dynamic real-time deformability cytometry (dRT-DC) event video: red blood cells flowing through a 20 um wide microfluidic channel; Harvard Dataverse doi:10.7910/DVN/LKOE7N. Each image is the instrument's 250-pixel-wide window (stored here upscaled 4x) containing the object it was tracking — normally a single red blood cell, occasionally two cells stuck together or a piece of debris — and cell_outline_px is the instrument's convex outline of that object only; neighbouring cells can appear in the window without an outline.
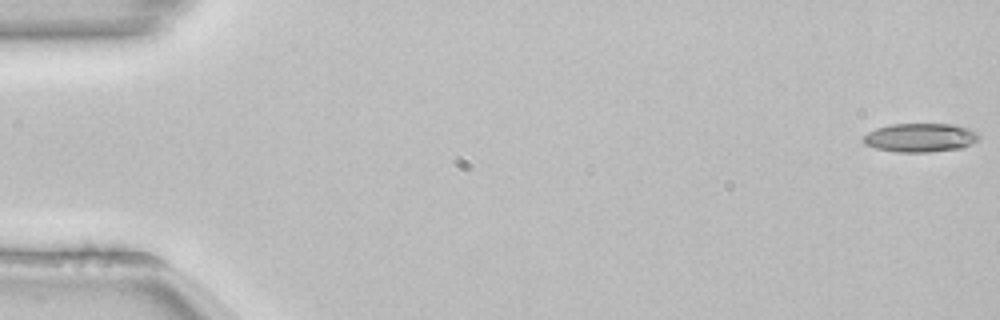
{"species": "common noctule bat (a hibernating species)", "species_latin": "Nyctalus noctula", "temperature_condition": "room temperature", "stored_images_in_passage": 54, "camera_frame_rate_fps": 3000, "um_per_image_px": 0.085, "animal": {"sex": "female", "body_mass_g": 22.7, "forearm_length_mm": 54.2}, "frame": {"image": 1, "passage_image": 1, "time_ms": 0.0, "image_size_px": [1000, 320], "cell_outline_px": [[980, 136], [976, 140], [960, 148], [928, 152], [896, 152], [876, 148], [864, 144], [864, 136], [868, 132], [876, 128], [888, 124], [952, 124], [968, 128], [976, 132]], "centroid_in_image_um": [78.18, 11.69], "position_along_channel_um": 6.8, "area_um2": 19.19}}
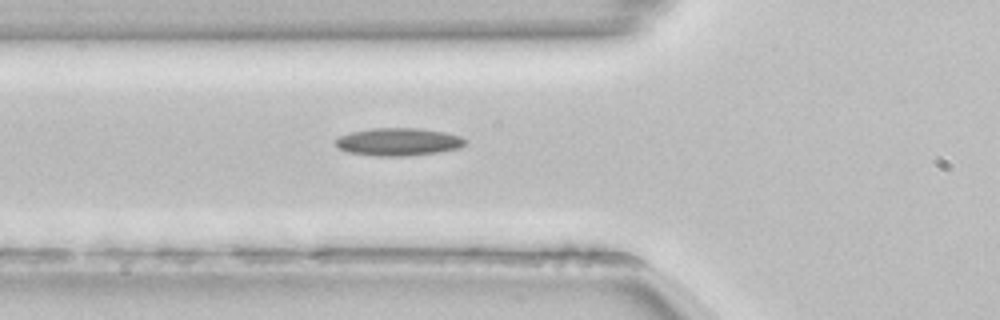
{"frame": {"image": 2, "passage_image": 20, "time_ms": 6.333, "image_size_px": [1000, 320], "cell_outline_px": [[468, 144], [460, 148], [440, 152], [408, 156], [376, 156], [348, 152], [340, 148], [336, 144], [336, 140], [340, 136], [352, 132], [372, 128], [420, 128], [444, 132], [460, 136], [468, 140]], "centroid_in_image_um": [33.94, 12.06], "position_along_channel_um": 91.9, "area_um2": 21.04}}
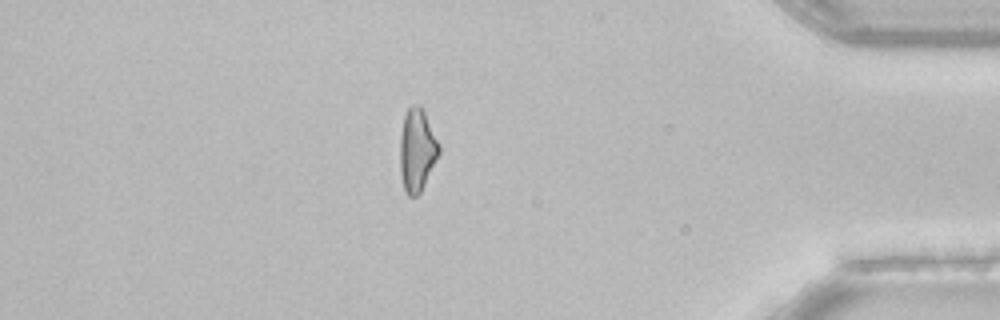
{"frame": {"image": 3, "passage_image": 47, "time_ms": 15.333, "image_size_px": [1000, 320], "cell_outline_px": [[440, 152], [420, 192], [416, 196], [408, 196], [404, 188], [400, 172], [400, 136], [404, 116], [408, 108], [412, 104], [420, 104], [440, 144]], "centroid_in_image_um": [35.44, 12.73], "position_along_channel_um": 399.8, "area_um2": 18.67}, "authors_computed_cell_mechanics": {"area_um2": 19.4208, "velocity_mm_per_s": 3.8452, "shape_relaxation_time_tau1_ms": null, "shape_relaxation_time_tau2_ms": 8.3467, "deformation_change_tau1": null, "deformation_change_tau2": 0.1846}}